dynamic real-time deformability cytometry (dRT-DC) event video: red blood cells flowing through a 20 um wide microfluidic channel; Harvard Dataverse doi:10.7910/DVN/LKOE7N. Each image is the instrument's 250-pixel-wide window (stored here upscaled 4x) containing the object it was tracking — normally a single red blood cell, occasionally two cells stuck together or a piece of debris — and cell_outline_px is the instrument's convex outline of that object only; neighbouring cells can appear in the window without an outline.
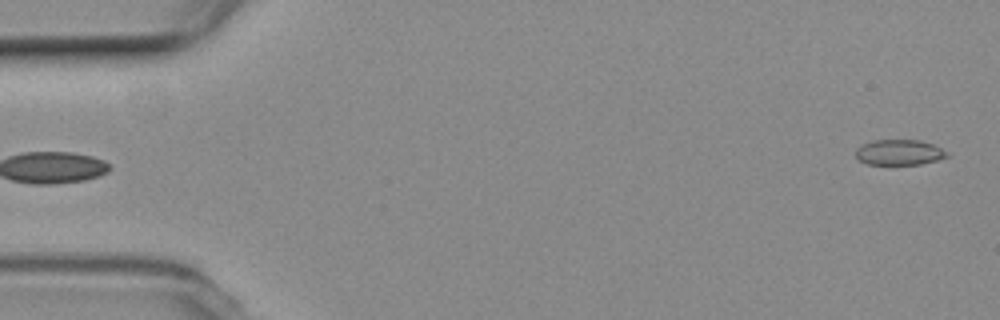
{"species": "common noctule bat (a hibernating species)", "species_latin": "Nyctalus noctula", "temperature_condition": "room temperature", "stored_images_in_passage": 3, "segment_of_instrument_passage": [2, 2], "camera_frame_rate_fps": 3000, "um_per_image_px": 0.085, "animal": {"sex": "female", "body_mass_g": 19.3, "forearm_length_mm": 54.1}, "frame": {"image": 1, "passage_image": 3, "time_ms": 2.333, "image_size_px": [1000, 320], "cell_outline_px": [[952, 156], [920, 164], [868, 164], [860, 160], [856, 156], [856, 148], [872, 140], [920, 140], [932, 144], [948, 152]], "centroid_in_image_um": [76.47, 12.94], "position_along_channel_um": 8.5, "area_um2": 13.47}}